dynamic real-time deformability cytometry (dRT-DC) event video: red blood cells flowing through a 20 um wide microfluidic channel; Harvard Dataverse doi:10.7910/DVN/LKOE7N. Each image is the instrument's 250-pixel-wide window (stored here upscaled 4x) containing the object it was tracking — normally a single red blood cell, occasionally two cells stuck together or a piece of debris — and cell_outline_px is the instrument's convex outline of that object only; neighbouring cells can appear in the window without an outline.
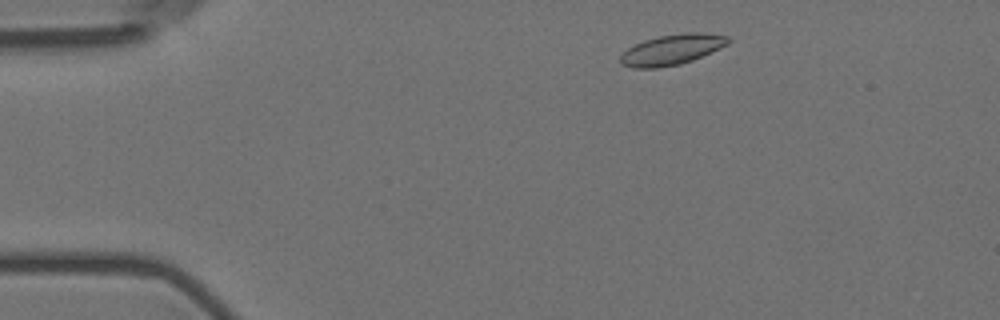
{"species": "Egyptian fruit bat (a non-hibernating species)", "species_latin": "Rousettus aegyptiacus", "temperature_condition": "room temperature", "stored_images_in_passage": 11, "camera_frame_rate_fps": 3000, "um_per_image_px": 0.085, "animal": {"sex": "female"}, "frame": {"image": 1, "passage_image": 4, "time_ms": 1.0, "image_size_px": [1000, 320], "cell_outline_px": [[732, 40], [728, 44], [720, 48], [692, 60], [680, 64], [656, 68], [632, 68], [620, 64], [620, 56], [628, 48], [644, 40], [660, 36], [684, 32], [700, 32], [728, 36]], "centroid_in_image_um": [57.12, 4.21], "position_along_channel_um": 27.9, "area_um2": 19.07}}